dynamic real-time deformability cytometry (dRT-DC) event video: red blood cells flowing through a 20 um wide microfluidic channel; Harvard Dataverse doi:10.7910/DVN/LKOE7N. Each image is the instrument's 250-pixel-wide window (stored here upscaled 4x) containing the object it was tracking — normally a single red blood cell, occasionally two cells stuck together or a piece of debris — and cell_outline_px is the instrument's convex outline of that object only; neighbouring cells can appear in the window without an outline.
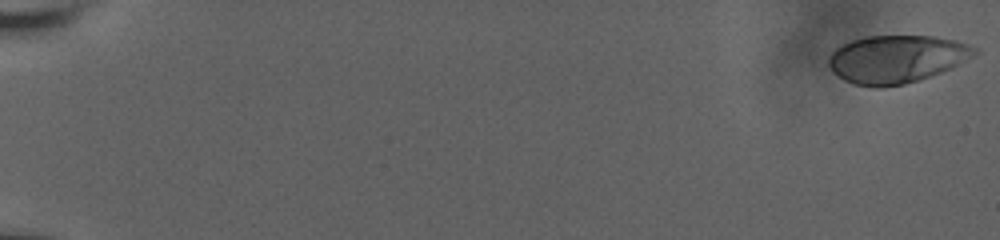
{"species": "human", "species_latin": "Homo sapiens", "temperature_condition": "room temperature", "stored_images_in_passage": 60, "camera_frame_rate_fps": 3000, "um_per_image_px": 0.085, "donor": {"sex": "male"}, "frame": {"image": 1, "passage_image": 1, "time_ms": 0.0, "image_size_px": [1000, 240], "cell_outline_px": [[980, 52], [952, 68], [904, 84], [880, 88], [872, 88], [852, 84], [844, 80], [832, 72], [828, 64], [828, 60], [832, 52], [836, 48], [852, 40], [864, 36], [936, 36], [956, 40], [968, 44], [976, 48]], "centroid_in_image_um": [76.19, 5.02], "position_along_channel_um": 8.8, "area_um2": 40.81}}
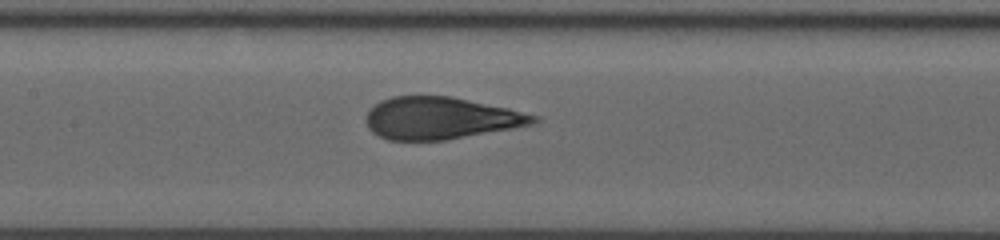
{"frame": {"image": 2, "passage_image": 32, "time_ms": 10.333, "image_size_px": [1000, 240], "cell_outline_px": [[540, 120], [536, 124], [516, 128], [444, 140], [388, 140], [372, 132], [368, 128], [364, 120], [364, 116], [368, 108], [380, 100], [392, 96], [452, 96], [508, 108], [540, 116]], "centroid_in_image_um": [37.44, 10.04], "position_along_channel_um": 170.0, "area_um2": 41.62}}
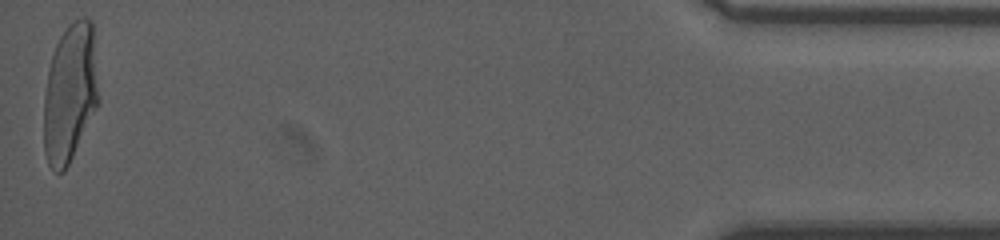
{"frame": {"image": 3, "passage_image": 60, "time_ms": 19.667, "image_size_px": [1000, 240], "cell_outline_px": [[100, 100], [64, 172], [56, 172], [48, 164], [44, 152], [44, 92], [48, 68], [56, 44], [60, 36], [68, 24], [76, 20], [92, 20]], "centroid_in_image_um": [5.94, 7.91], "position_along_channel_um": 429.3, "area_um2": 44.1}, "authors_computed_cell_mechanics": {"area_um2": 41.9339, "velocity_mm_per_s": 3.6626, "shape_relaxation_time_tau1_ms": 5.1277, "shape_relaxation_time_tau2_ms": null, "deformation_change_tau1": 0.2278, "deformation_change_tau2": null}}